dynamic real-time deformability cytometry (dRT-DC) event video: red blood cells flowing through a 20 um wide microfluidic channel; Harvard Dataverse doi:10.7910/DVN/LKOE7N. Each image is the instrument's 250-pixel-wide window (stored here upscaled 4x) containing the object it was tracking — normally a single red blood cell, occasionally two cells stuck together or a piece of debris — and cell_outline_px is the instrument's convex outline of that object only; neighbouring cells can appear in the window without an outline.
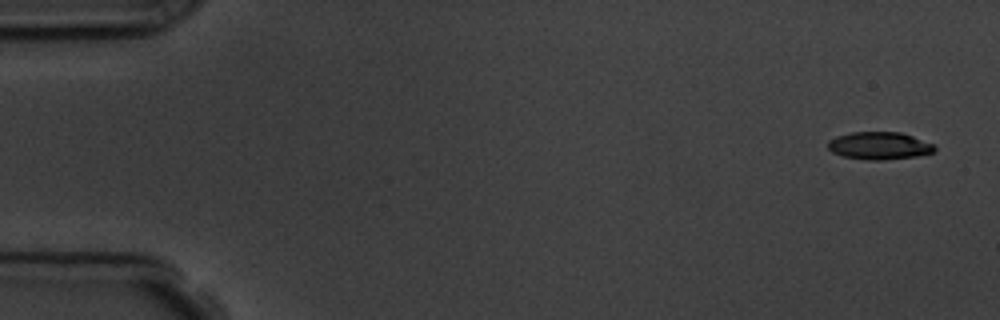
{"species": "common noctule bat (a hibernating species)", "species_latin": "Nyctalus noctula", "temperature_condition": "room temperature", "stored_images_in_passage": 5, "camera_frame_rate_fps": 3000, "um_per_image_px": 0.085, "animal": {"sex": "male", "body_mass_g": 19.5, "forearm_length_mm": 54.6}, "frame": {"image": 1, "passage_image": 1, "time_ms": 0.0, "image_size_px": [1000, 320], "cell_outline_px": [[936, 148], [932, 152], [916, 156], [884, 160], [864, 160], [844, 156], [832, 152], [828, 148], [828, 140], [836, 136], [852, 132], [900, 132], [912, 136], [932, 144]], "centroid_in_image_um": [74.69, 12.38], "position_along_channel_um": 10.3, "area_um2": 16.99}}
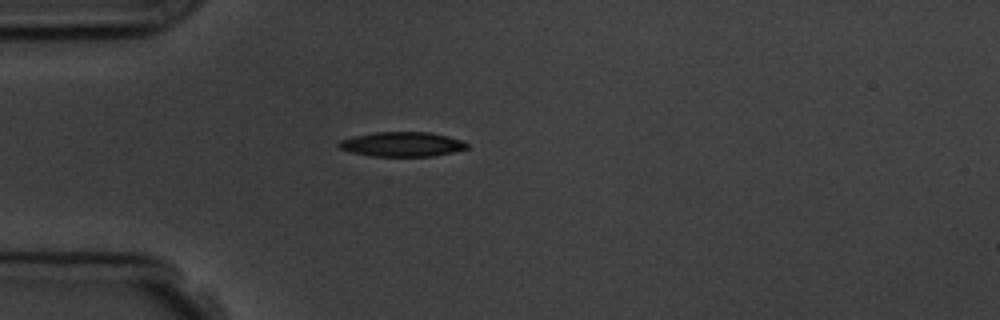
{"frame": {"image": 2, "passage_image": 4, "time_ms": 4.333, "image_size_px": [1000, 320], "cell_outline_px": [[468, 148], [452, 152], [432, 156], [372, 156], [352, 152], [340, 148], [336, 144], [340, 140], [352, 136], [376, 132], [428, 132], [448, 136], [460, 140], [468, 144]], "centroid_in_image_um": [34.15, 12.25], "position_along_channel_um": 50.9, "area_um2": 18.26}}